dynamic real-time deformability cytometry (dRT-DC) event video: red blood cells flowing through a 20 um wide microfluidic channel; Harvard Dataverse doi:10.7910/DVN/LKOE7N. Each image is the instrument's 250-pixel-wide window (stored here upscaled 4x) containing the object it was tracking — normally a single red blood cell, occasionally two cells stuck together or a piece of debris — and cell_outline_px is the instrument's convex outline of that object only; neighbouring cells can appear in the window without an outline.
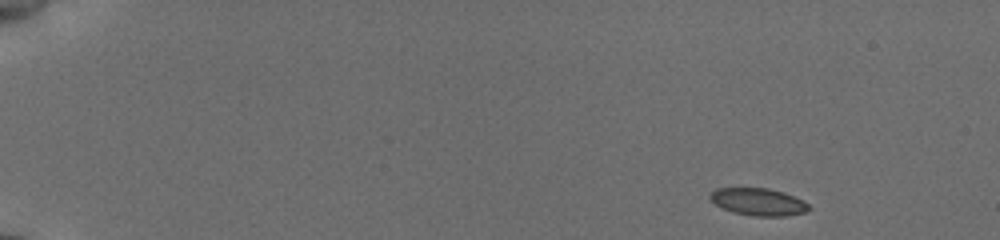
{"species": "common noctule bat (a hibernating species)", "species_latin": "Nyctalus noctula", "temperature_condition": "cold", "stored_images_in_passage": 50, "camera_frame_rate_fps": 3000, "um_per_image_px": 0.085, "animal": {"sex": "female", "body_mass_g": 19.5, "forearm_length_mm": 54.1}, "frame": {"image": 1, "passage_image": 1, "time_ms": 0.0, "image_size_px": [1000, 240], "cell_outline_px": [[812, 208], [804, 212], [788, 216], [752, 216], [732, 212], [716, 204], [708, 196], [716, 188], [768, 188], [784, 192], [804, 200]], "centroid_in_image_um": [64.5, 17.16], "position_along_channel_um": 20.5, "area_um2": 15.78}}
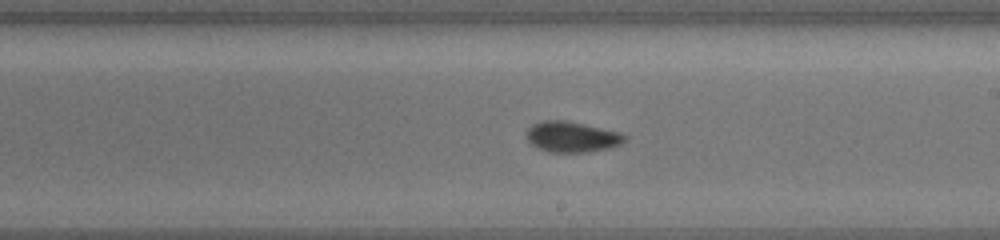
{"frame": {"image": 2, "passage_image": 29, "time_ms": 9.333, "image_size_px": [1000, 240], "cell_outline_px": [[628, 140], [612, 148], [588, 152], [548, 152], [532, 144], [528, 140], [524, 132], [532, 124], [540, 120], [568, 120], [620, 132], [628, 136]], "centroid_in_image_um": [48.63, 11.62], "position_along_channel_um": 240.4, "area_um2": 17.92}}
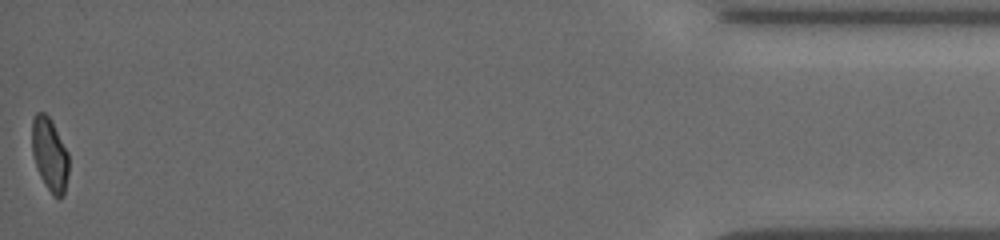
{"frame": {"image": 3, "passage_image": 50, "time_ms": 16.333, "image_size_px": [1000, 240], "cell_outline_px": [[68, 172], [64, 196], [60, 200], [52, 196], [40, 176], [36, 168], [32, 152], [32, 120], [36, 112], [44, 112], [52, 120], [68, 152]], "centroid_in_image_um": [4.23, 13.15], "position_along_channel_um": 431.0, "area_um2": 15.95}, "authors_computed_cell_mechanics": {"area_um2": 16.3863, "velocity_mm_per_s": 3.8277, "shape_relaxation_time_tau1_ms": 3.5844, "shape_relaxation_time_tau2_ms": 2.0339, "deformation_change_tau1": 0.1065, "deformation_change_tau2": 0.0608}}